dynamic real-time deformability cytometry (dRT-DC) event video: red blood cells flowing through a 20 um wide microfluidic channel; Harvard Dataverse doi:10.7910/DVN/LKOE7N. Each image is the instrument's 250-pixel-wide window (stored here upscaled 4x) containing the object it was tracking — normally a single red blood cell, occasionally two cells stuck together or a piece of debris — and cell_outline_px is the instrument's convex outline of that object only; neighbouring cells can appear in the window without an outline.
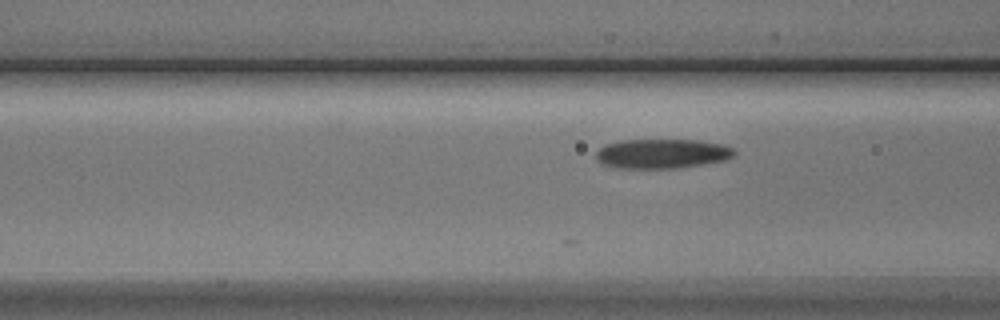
{"species": "Egyptian fruit bat (a non-hibernating species)", "species_latin": "Rousettus aegyptiacus", "temperature_condition": "cold", "stored_images_in_passage": 8, "segment_of_instrument_passage": [2, 2], "camera_frame_rate_fps": 3000, "um_per_image_px": 0.085, "animal": {"sex": "male"}, "frame": {"image": 1, "passage_image": 8, "time_ms": 8.667, "image_size_px": [1000, 320], "cell_outline_px": [[736, 152], [732, 156], [724, 160], [704, 164], [676, 168], [612, 168], [600, 164], [596, 160], [596, 152], [604, 144], [620, 140], [696, 140], [724, 144], [732, 148]], "centroid_in_image_um": [56.21, 13.06], "position_along_channel_um": 110.4, "area_um2": 23.99}}